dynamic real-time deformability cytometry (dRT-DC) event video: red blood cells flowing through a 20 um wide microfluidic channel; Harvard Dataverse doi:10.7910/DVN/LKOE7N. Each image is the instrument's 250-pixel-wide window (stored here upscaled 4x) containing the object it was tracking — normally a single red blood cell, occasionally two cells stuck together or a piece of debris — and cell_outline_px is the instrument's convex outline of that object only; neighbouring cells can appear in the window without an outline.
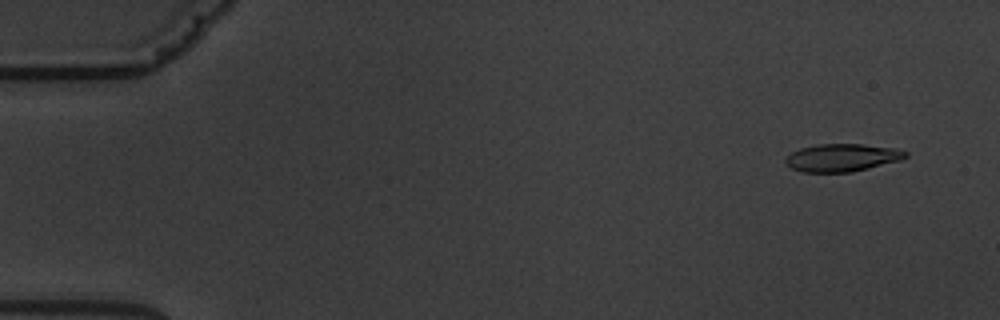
{"species": "common noctule bat (a hibernating species)", "species_latin": "Nyctalus noctula", "temperature_condition": "warm", "stored_images_in_passage": 5, "camera_frame_rate_fps": 3000, "um_per_image_px": 0.085, "animal": {"sex": "male", "body_mass_g": 19.5, "forearm_length_mm": 54.6}, "frame": {"image": 1, "passage_image": 2, "time_ms": 1.0, "image_size_px": [1000, 320], "cell_outline_px": [[908, 156], [900, 160], [852, 172], [804, 172], [792, 168], [784, 160], [792, 152], [800, 148], [816, 144], [860, 144], [896, 148], [908, 152]], "centroid_in_image_um": [71.59, 13.39], "position_along_channel_um": 13.4, "area_um2": 19.25}}
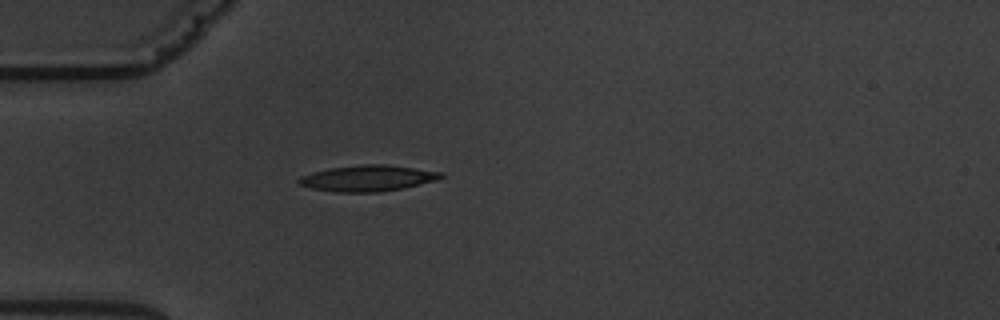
{"frame": {"image": 2, "passage_image": 5, "time_ms": 5.333, "image_size_px": [1000, 320], "cell_outline_px": [[444, 176], [436, 180], [404, 188], [380, 192], [336, 192], [312, 188], [300, 184], [296, 180], [300, 176], [312, 172], [328, 168], [360, 164], [384, 164], [444, 172]], "centroid_in_image_um": [31.25, 15.14], "position_along_channel_um": 53.7, "area_um2": 21.62}}